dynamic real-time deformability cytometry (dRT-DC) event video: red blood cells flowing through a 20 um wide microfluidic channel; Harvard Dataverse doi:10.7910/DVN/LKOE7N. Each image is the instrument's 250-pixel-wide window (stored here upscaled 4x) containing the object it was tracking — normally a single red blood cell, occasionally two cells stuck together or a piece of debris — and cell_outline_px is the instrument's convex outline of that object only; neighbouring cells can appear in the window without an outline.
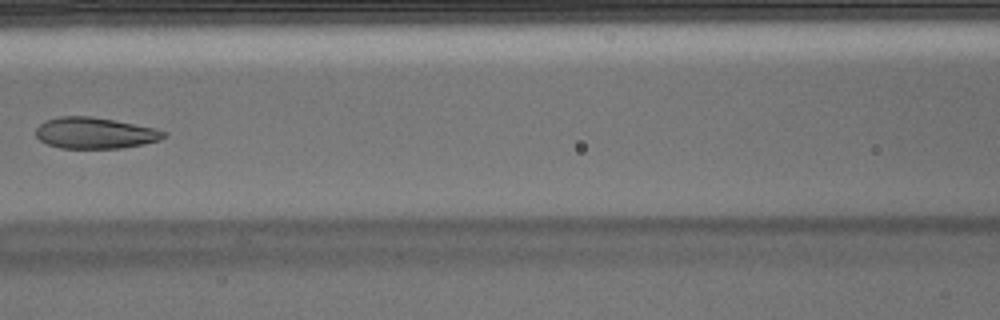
{"species": "Egyptian fruit bat (a non-hibernating species)", "species_latin": "Rousettus aegyptiacus", "temperature_condition": "warm", "stored_images_in_passage": 7, "camera_frame_rate_fps": 3000, "um_per_image_px": 0.085, "animal": {"sex": "male"}, "frame": {"image": 1, "passage_image": 6, "time_ms": 1.667, "image_size_px": [1000, 320], "cell_outline_px": [[168, 132], [160, 140], [144, 144], [120, 148], [60, 148], [48, 144], [40, 140], [36, 136], [36, 128], [44, 120], [60, 116], [92, 116], [116, 120], [156, 128]], "centroid_in_image_um": [8.08, 11.3], "position_along_channel_um": 158.5, "area_um2": 23.41}}
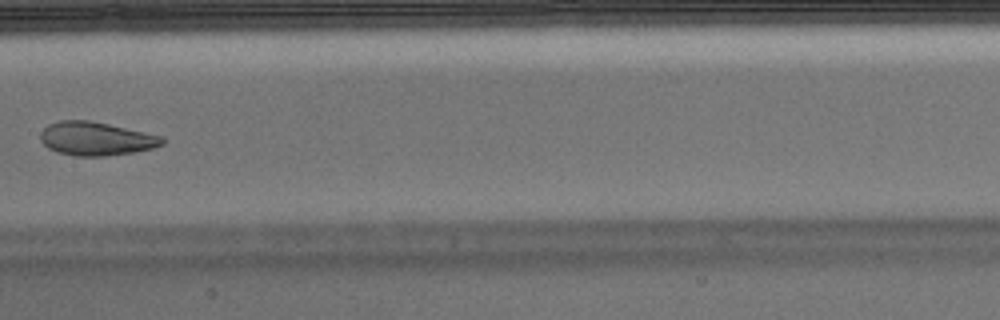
{"frame": {"image": 2, "passage_image": 7, "time_ms": 2.0, "image_size_px": [1000, 320], "cell_outline_px": [[164, 144], [152, 148], [136, 152], [104, 156], [76, 156], [56, 152], [48, 148], [40, 140], [40, 132], [48, 124], [60, 120], [88, 120], [108, 124], [164, 136]], "centroid_in_image_um": [8.16, 11.79], "position_along_channel_um": 199.2, "area_um2": 23.93}}